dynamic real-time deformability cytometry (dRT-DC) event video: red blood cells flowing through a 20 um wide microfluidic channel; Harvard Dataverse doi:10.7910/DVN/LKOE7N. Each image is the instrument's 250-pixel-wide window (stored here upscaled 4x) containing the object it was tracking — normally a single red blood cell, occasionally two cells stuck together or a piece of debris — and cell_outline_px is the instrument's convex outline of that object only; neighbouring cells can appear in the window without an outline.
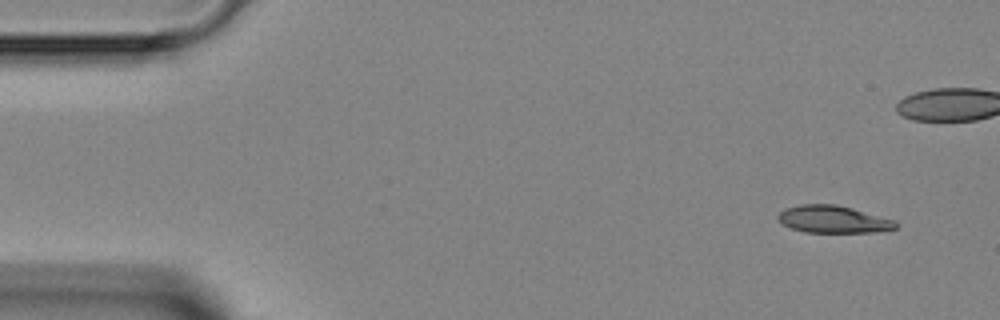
{"species": "Egyptian fruit bat (a non-hibernating species)", "species_latin": "Rousettus aegyptiacus", "temperature_condition": "room temperature", "stored_images_in_passage": 4, "camera_frame_rate_fps": 3000, "um_per_image_px": 0.085, "animal": {"sex": "female"}, "frame": {"image": 1, "passage_image": 1, "time_ms": 0.0, "image_size_px": [1000, 320], "cell_outline_px": [[900, 224], [896, 228], [876, 232], [804, 232], [780, 224], [776, 220], [776, 216], [784, 208], [800, 204], [836, 204], [852, 208], [896, 220]], "centroid_in_image_um": [70.8, 18.64], "position_along_channel_um": 14.2, "area_um2": 19.02}}